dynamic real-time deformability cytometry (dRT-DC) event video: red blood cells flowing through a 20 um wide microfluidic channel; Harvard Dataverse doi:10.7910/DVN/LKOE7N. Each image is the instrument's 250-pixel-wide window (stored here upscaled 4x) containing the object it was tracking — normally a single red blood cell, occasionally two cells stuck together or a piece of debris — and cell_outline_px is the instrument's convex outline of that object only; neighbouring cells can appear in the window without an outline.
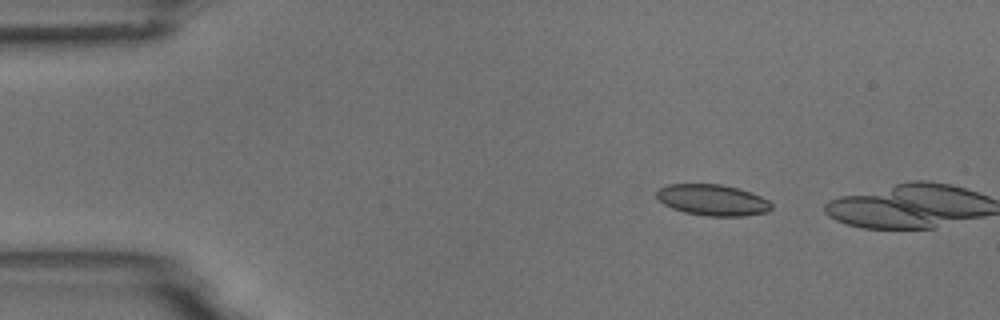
{"species": "common noctule bat (a hibernating species)", "species_latin": "Nyctalus noctula", "temperature_condition": "room temperature", "stored_images_in_passage": 3, "camera_frame_rate_fps": 3000, "um_per_image_px": 0.085, "animal": {"sex": "male", "body_mass_g": 18.8}, "frame": {"image": 1, "passage_image": 2, "time_ms": 1.0, "image_size_px": [1000, 320], "cell_outline_px": [[772, 208], [768, 212], [744, 216], [708, 216], [684, 212], [672, 208], [656, 200], [656, 192], [660, 188], [668, 184], [720, 184], [740, 188], [760, 196], [768, 200], [772, 204]], "centroid_in_image_um": [60.56, 17.0], "position_along_channel_um": 24.4, "area_um2": 20.98}}